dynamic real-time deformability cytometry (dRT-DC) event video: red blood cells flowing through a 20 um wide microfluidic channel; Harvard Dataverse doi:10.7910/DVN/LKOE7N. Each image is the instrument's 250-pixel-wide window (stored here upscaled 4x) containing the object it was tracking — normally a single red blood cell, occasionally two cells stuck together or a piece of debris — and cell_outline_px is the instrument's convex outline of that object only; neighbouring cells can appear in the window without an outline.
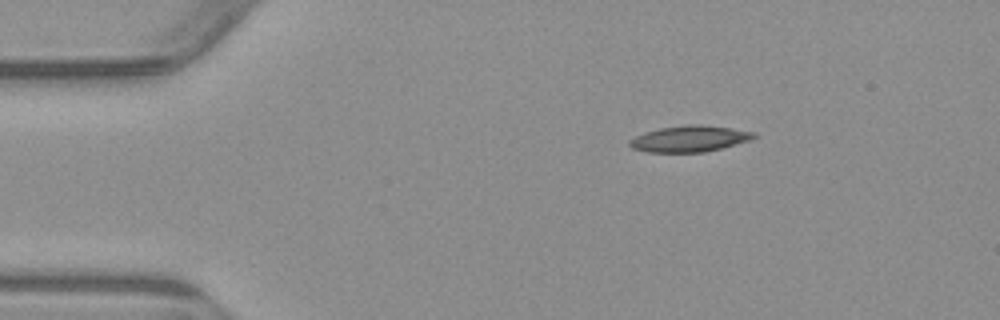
{"species": "common noctule bat (a hibernating species)", "species_latin": "Nyctalus noctula", "temperature_condition": "warm", "stored_images_in_passage": 3, "segment_of_instrument_passage": [1, 2], "camera_frame_rate_fps": 3000, "um_per_image_px": 0.085, "animal": {"sex": "male", "body_mass_g": 23.1, "forearm_length_mm": 52.7}, "frame": {"image": 1, "passage_image": 1, "time_ms": 0.0, "image_size_px": [1000, 320], "cell_outline_px": [[756, 136], [752, 140], [704, 152], [648, 152], [632, 148], [628, 144], [628, 140], [644, 132], [660, 128], [688, 124], [700, 124], [732, 128], [756, 132]], "centroid_in_image_um": [58.62, 11.78], "position_along_channel_um": 26.4, "area_um2": 19.02}}